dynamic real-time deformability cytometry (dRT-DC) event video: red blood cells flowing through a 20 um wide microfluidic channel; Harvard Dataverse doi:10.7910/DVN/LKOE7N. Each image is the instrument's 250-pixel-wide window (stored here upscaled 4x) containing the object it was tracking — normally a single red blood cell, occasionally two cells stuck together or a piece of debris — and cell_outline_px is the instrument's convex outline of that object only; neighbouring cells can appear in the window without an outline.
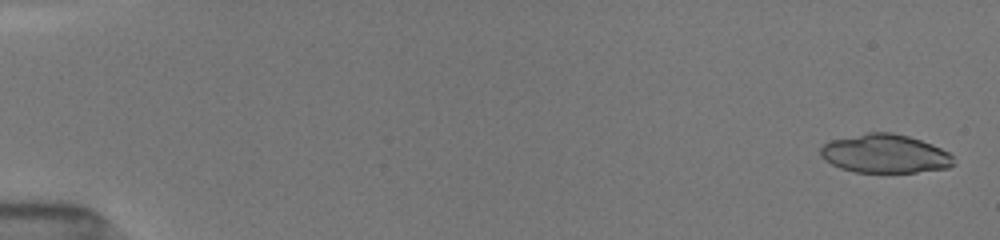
{"species": "common noctule bat (a hibernating species)", "species_latin": "Nyctalus noctula", "temperature_condition": "room temperature", "stored_images_in_passage": 36, "camera_frame_rate_fps": 3000, "um_per_image_px": 0.085, "animal": {"sex": "female", "body_mass_g": 19.5, "forearm_length_mm": 54.1}, "frame": {"image": 1, "passage_image": 3, "time_ms": 0.333, "image_size_px": [1000, 240], "cell_outline_px": [[956, 164], [948, 168], [916, 172], [856, 172], [840, 168], [832, 164], [820, 156], [820, 148], [824, 144], [832, 140], [868, 132], [892, 132], [908, 136], [932, 144], [948, 152], [952, 156]], "centroid_in_image_um": [75.24, 13.07], "position_along_channel_um": 9.8, "area_um2": 29.94}}